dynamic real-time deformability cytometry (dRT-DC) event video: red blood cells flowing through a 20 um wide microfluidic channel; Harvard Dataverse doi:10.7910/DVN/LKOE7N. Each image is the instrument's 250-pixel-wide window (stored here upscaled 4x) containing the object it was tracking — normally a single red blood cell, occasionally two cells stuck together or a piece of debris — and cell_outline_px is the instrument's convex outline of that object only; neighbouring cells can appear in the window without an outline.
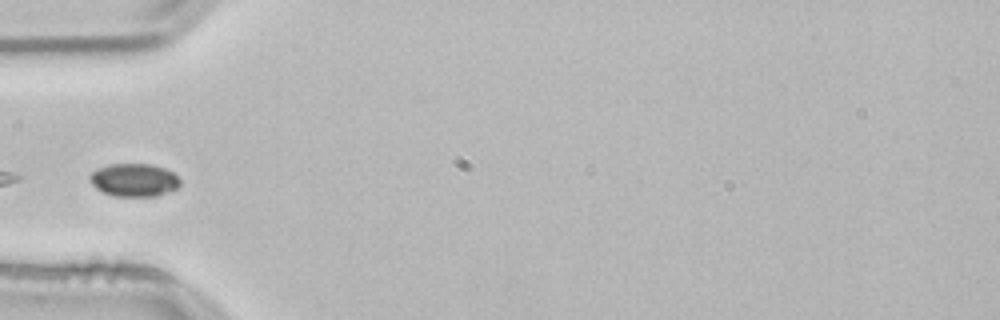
{"species": "common noctule bat (a hibernating species)", "species_latin": "Nyctalus noctula", "temperature_condition": "room temperature", "stored_images_in_passage": 24, "camera_frame_rate_fps": 3000, "um_per_image_px": 0.085, "animal": {"sex": "male", "body_mass_g": 21.5, "forearm_length_mm": 52.0}, "frame": {"image": 1, "passage_image": 1, "time_ms": 0.0, "image_size_px": [1000, 320], "cell_outline_px": [[180, 184], [176, 188], [168, 192], [156, 196], [116, 196], [104, 192], [96, 188], [88, 180], [88, 176], [96, 168], [108, 164], [152, 164], [164, 168], [172, 172], [180, 180]], "centroid_in_image_um": [11.36, 15.29], "position_along_channel_um": 73.6, "area_um2": 17.4}}